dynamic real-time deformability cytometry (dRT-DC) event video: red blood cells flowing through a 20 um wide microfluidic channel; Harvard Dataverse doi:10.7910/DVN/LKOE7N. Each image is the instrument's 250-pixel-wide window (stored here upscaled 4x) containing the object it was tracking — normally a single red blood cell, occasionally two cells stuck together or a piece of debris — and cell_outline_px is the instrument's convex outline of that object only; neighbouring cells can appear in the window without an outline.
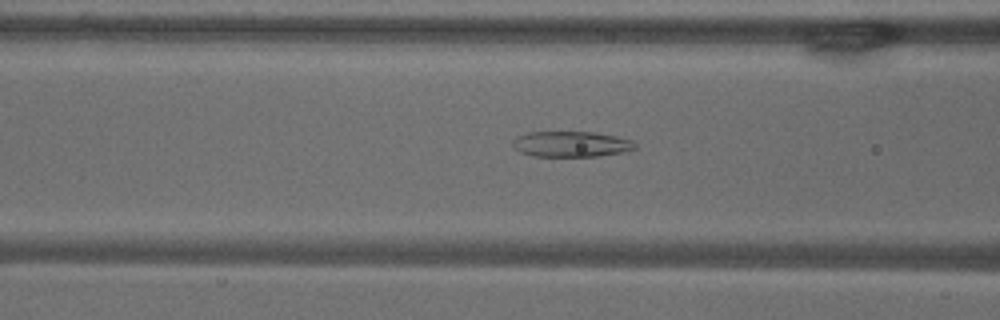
{"species": "common noctule bat (a hibernating species)", "species_latin": "Nyctalus noctula", "temperature_condition": "warm", "stored_images_in_passage": 45, "camera_frame_rate_fps": 3000, "um_per_image_px": 0.085, "animal": {"sex": "male", "body_mass_g": 18.8}, "frame": {"image": 1, "passage_image": 22, "time_ms": 7.0, "image_size_px": [1000, 320], "cell_outline_px": [[636, 148], [620, 152], [600, 156], [532, 156], [520, 152], [512, 148], [512, 140], [516, 136], [528, 132], [596, 132], [616, 136], [632, 140], [636, 144]], "centroid_in_image_um": [48.5, 12.24], "position_along_channel_um": 118.1, "area_um2": 18.38}}
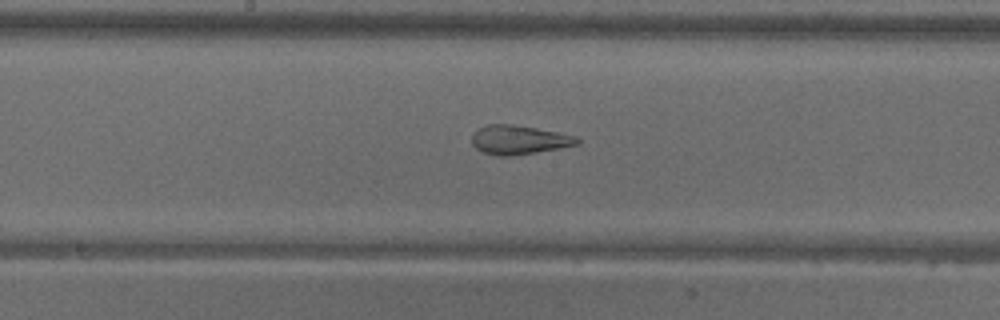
{"frame": {"image": 2, "passage_image": 29, "time_ms": 9.333, "image_size_px": [1000, 320], "cell_outline_px": [[580, 144], [560, 148], [512, 156], [496, 156], [484, 152], [476, 148], [472, 144], [472, 132], [476, 128], [488, 124], [512, 124], [536, 128], [576, 136], [580, 140]], "centroid_in_image_um": [44.08, 11.88], "position_along_channel_um": 204.1, "area_um2": 17.92}}
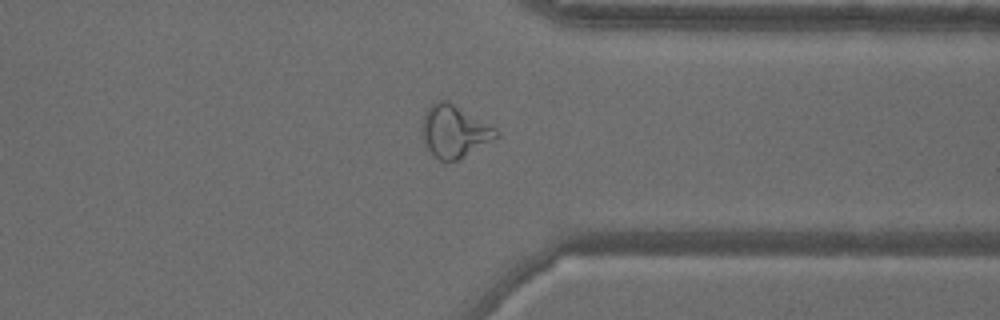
{"frame": {"image": 3, "passage_image": 43, "time_ms": 14.0, "image_size_px": [1000, 320], "cell_outline_px": [[500, 136], [456, 160], [440, 160], [428, 148], [424, 140], [424, 116], [428, 108], [436, 100], [448, 100], [496, 128]], "centroid_in_image_um": [38.66, 11.13], "position_along_channel_um": 372.7, "area_um2": 21.79}}